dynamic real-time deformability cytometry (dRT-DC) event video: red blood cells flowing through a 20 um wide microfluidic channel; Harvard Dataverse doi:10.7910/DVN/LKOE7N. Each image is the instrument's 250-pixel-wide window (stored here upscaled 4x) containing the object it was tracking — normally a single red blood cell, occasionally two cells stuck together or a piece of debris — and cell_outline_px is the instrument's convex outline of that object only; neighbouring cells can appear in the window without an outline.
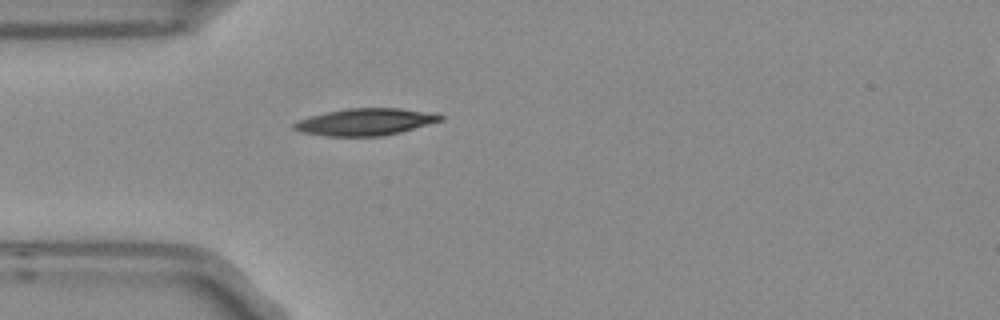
{"species": "Egyptian fruit bat (a non-hibernating species)", "species_latin": "Rousettus aegyptiacus", "temperature_condition": "room temperature", "stored_images_in_passage": 1, "camera_frame_rate_fps": 3000, "um_per_image_px": 0.085, "frame": {"image": 1, "passage_image": 1, "time_ms": 0.0, "image_size_px": [1000, 320], "cell_outline_px": [[444, 120], [400, 132], [384, 136], [324, 136], [300, 132], [292, 128], [292, 124], [296, 120], [308, 116], [348, 108], [400, 108], [436, 112], [444, 116]], "centroid_in_image_um": [31.07, 10.36], "position_along_channel_um": 53.9, "area_um2": 23.35}}